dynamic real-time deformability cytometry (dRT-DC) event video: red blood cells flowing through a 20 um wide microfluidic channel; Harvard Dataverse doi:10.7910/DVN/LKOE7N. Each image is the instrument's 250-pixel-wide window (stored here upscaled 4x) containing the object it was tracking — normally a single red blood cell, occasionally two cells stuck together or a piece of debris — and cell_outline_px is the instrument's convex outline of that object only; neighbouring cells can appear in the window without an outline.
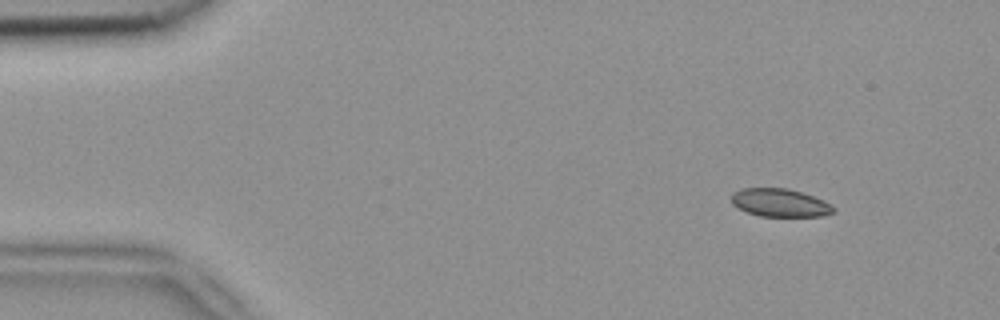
{"species": "common noctule bat (a hibernating species)", "species_latin": "Nyctalus noctula", "temperature_condition": "room temperature", "stored_images_in_passage": 4, "camera_frame_rate_fps": 3000, "um_per_image_px": 0.085, "animal": {"sex": "female", "body_mass_g": 18.4}, "frame": {"image": 1, "passage_image": 1, "time_ms": 0.0, "image_size_px": [1000, 320], "cell_outline_px": [[836, 212], [824, 216], [760, 216], [748, 212], [732, 204], [732, 192], [740, 188], [788, 188], [824, 200], [832, 204], [836, 208]], "centroid_in_image_um": [66.33, 17.23], "position_along_channel_um": 18.7, "area_um2": 16.76}}
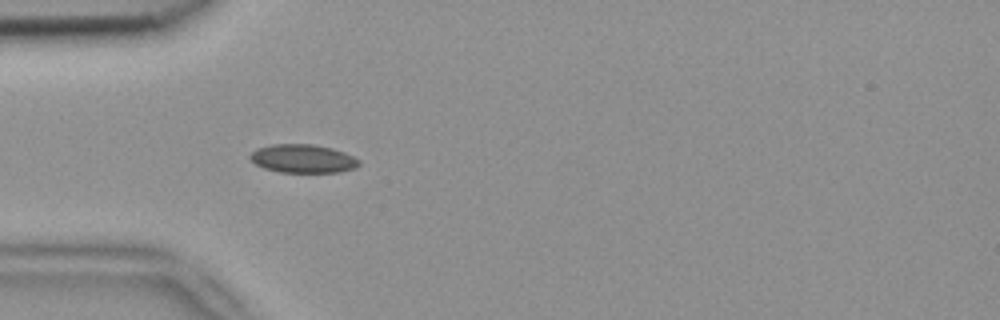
{"frame": {"image": 2, "passage_image": 4, "time_ms": 1.0, "image_size_px": [1000, 320], "cell_outline_px": [[360, 164], [356, 168], [340, 172], [280, 172], [264, 168], [256, 164], [248, 156], [256, 148], [272, 144], [312, 144], [332, 148], [344, 152], [360, 160]], "centroid_in_image_um": [25.75, 13.48], "position_along_channel_um": 59.2, "area_um2": 18.09}}